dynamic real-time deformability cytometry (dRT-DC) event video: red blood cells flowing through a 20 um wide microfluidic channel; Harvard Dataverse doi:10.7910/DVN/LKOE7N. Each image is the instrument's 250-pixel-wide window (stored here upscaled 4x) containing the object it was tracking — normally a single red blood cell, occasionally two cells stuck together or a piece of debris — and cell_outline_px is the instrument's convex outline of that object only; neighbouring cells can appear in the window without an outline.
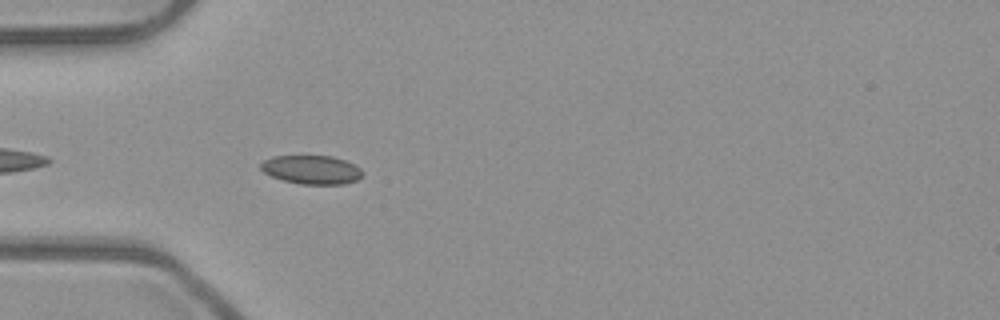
{"species": "common noctule bat (a hibernating species)", "species_latin": "Nyctalus noctula", "temperature_condition": "room temperature", "stored_images_in_passage": 5, "camera_frame_rate_fps": 3000, "um_per_image_px": 0.085, "animal": {"sex": "male", "body_mass_g": 23.1, "forearm_length_mm": 52.7}, "frame": {"image": 1, "passage_image": 5, "time_ms": 1.333, "image_size_px": [1000, 320], "cell_outline_px": [[364, 172], [356, 180], [344, 184], [300, 184], [284, 180], [272, 176], [264, 172], [260, 168], [260, 164], [264, 160], [272, 156], [332, 156], [344, 160], [360, 168]], "centroid_in_image_um": [26.47, 14.42], "position_along_channel_um": 58.5, "area_um2": 16.88}}